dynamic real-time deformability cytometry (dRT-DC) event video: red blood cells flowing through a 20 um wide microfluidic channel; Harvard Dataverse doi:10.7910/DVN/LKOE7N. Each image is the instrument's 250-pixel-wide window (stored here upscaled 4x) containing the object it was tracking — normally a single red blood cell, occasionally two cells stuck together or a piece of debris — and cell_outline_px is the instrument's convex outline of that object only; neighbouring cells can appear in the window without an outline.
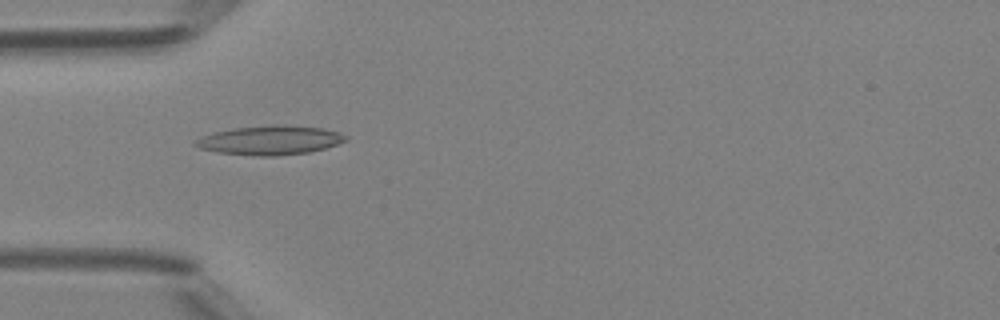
{"species": "Egyptian fruit bat (a non-hibernating species)", "species_latin": "Rousettus aegyptiacus", "temperature_condition": "room temperature", "stored_images_in_passage": 48, "camera_frame_rate_fps": 3000, "um_per_image_px": 0.085, "animal": {"sex": "female"}, "frame": {"image": 1, "passage_image": 15, "time_ms": 4.667, "image_size_px": [1000, 320], "cell_outline_px": [[348, 140], [324, 148], [308, 152], [276, 156], [252, 156], [216, 152], [200, 148], [192, 144], [192, 140], [200, 136], [212, 132], [232, 128], [272, 124], [284, 124], [324, 128], [340, 132], [348, 136]], "centroid_in_image_um": [22.9, 11.9], "position_along_channel_um": 62.1, "area_um2": 26.07}}
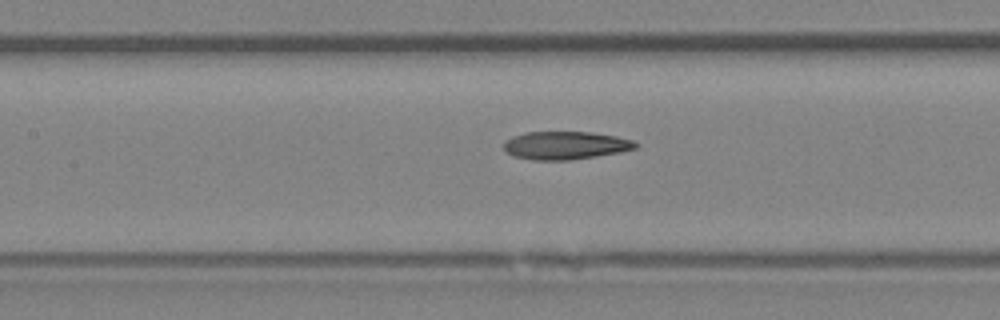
{"frame": {"image": 2, "passage_image": 22, "time_ms": 7.0, "image_size_px": [1000, 320], "cell_outline_px": [[640, 144], [636, 148], [620, 152], [596, 156], [568, 160], [532, 160], [516, 156], [508, 152], [504, 148], [504, 140], [512, 136], [524, 132], [592, 132], [616, 136], [632, 140]], "centroid_in_image_um": [48.07, 12.35], "position_along_channel_um": 159.3, "area_um2": 21.5}}
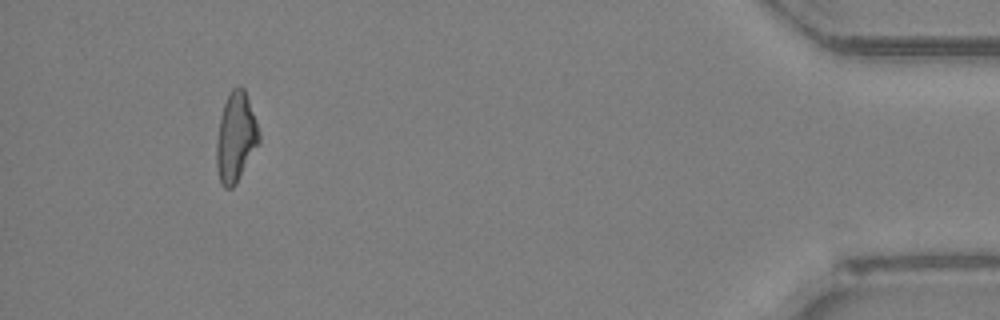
{"frame": {"image": 3, "passage_image": 45, "time_ms": 14.667, "image_size_px": [1000, 320], "cell_outline_px": [[260, 140], [236, 184], [232, 188], [224, 188], [220, 184], [216, 168], [216, 140], [220, 116], [224, 104], [232, 88], [240, 84], [244, 88], [256, 120], [260, 136]], "centroid_in_image_um": [20.02, 11.68], "position_along_channel_um": 415.2, "area_um2": 22.2}, "authors_computed_cell_mechanics": {"area_um2": 22.1663, "velocity_mm_per_s": 4.2457, "shape_relaxation_time_tau1_ms": null, "shape_relaxation_time_tau2_ms": 5.7306, "deformation_change_tau1": null, "deformation_change_tau2": 0.1555}}